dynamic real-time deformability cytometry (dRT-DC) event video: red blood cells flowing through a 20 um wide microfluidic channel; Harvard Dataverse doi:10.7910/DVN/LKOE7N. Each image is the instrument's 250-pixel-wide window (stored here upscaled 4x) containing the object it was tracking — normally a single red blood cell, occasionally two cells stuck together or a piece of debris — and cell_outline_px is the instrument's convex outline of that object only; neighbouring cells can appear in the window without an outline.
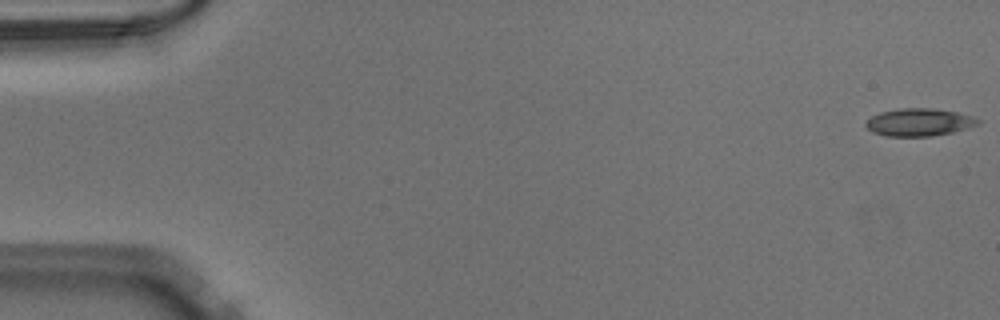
{"species": "Egyptian fruit bat (a non-hibernating species)", "species_latin": "Rousettus aegyptiacus", "temperature_condition": "warm", "stored_images_in_passage": 51, "camera_frame_rate_fps": 3000, "um_per_image_px": 0.085, "animal": {"sex": "male"}, "frame": {"image": 1, "passage_image": 1, "time_ms": 0.0, "image_size_px": [1000, 320], "cell_outline_px": [[980, 124], [968, 128], [952, 132], [932, 136], [888, 136], [872, 132], [864, 124], [872, 116], [880, 112], [900, 108], [932, 108], [956, 112], [972, 116], [980, 120]], "centroid_in_image_um": [78.14, 10.39], "position_along_channel_um": 6.9, "area_um2": 17.98}}
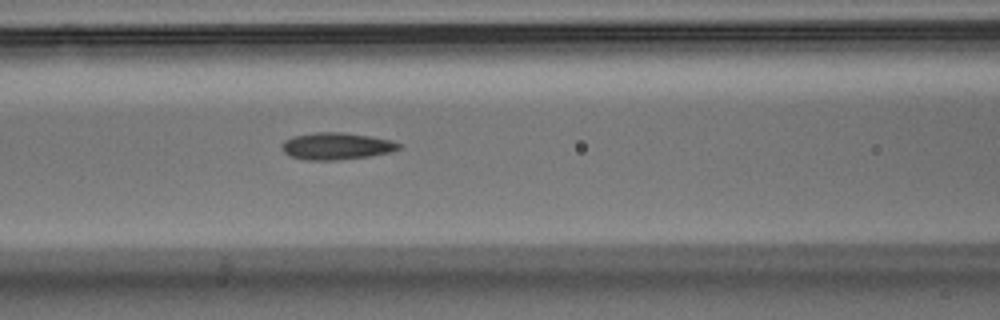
{"frame": {"image": 2, "passage_image": 22, "time_ms": 7.0, "image_size_px": [1000, 320], "cell_outline_px": [[400, 148], [392, 152], [368, 156], [336, 160], [308, 160], [288, 156], [280, 148], [280, 144], [284, 140], [292, 136], [316, 132], [340, 132], [368, 136], [392, 140], [400, 144]], "centroid_in_image_um": [28.54, 12.42], "position_along_channel_um": 138.1, "area_um2": 18.44}}
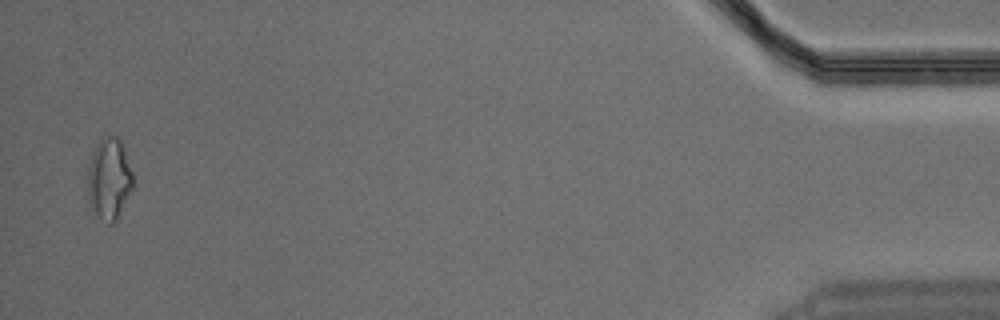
{"frame": {"image": 3, "passage_image": 50, "time_ms": 16.333, "image_size_px": [1000, 320], "cell_outline_px": [[132, 188], [116, 220], [112, 224], [108, 224], [88, 204], [88, 168], [92, 152], [96, 144], [104, 136], [116, 136], [120, 140], [124, 148], [132, 172]], "centroid_in_image_um": [9.26, 15.18], "position_along_channel_um": 425.9, "area_um2": 21.21}}